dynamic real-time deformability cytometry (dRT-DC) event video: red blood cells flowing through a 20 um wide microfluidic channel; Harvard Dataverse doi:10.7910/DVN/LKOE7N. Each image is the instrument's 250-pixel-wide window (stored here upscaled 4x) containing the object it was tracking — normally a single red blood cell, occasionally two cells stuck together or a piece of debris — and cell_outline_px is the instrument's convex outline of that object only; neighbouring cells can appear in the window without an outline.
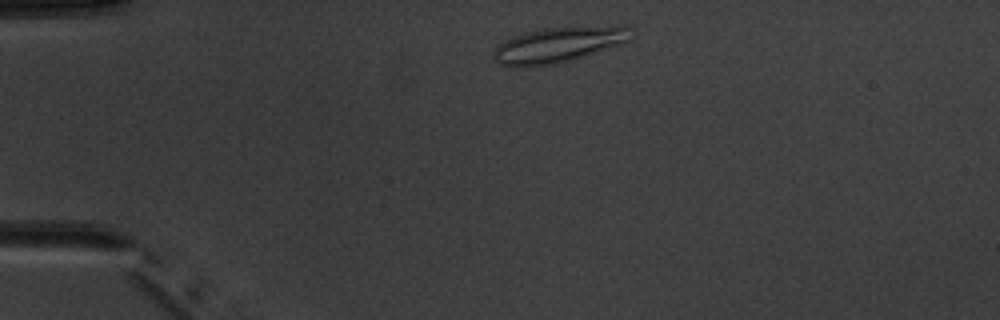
{"species": "common noctule bat (a hibernating species)", "species_latin": "Nyctalus noctula", "temperature_condition": "warm", "stored_images_in_passage": 2, "camera_frame_rate_fps": 3000, "um_per_image_px": 0.085, "animal": {"sex": "male", "body_mass_g": 20.1, "forearm_length_mm": 53.5}, "frame": {"image": 1, "passage_image": 1, "time_ms": 0.0, "image_size_px": [1000, 320], "cell_outline_px": [[632, 40], [572, 60], [552, 64], [520, 68], [512, 68], [500, 64], [492, 56], [492, 52], [504, 40], [512, 36], [544, 28], [620, 24], [628, 24], [632, 28]], "centroid_in_image_um": [47.53, 3.78], "position_along_channel_um": 37.5, "area_um2": 29.02}}